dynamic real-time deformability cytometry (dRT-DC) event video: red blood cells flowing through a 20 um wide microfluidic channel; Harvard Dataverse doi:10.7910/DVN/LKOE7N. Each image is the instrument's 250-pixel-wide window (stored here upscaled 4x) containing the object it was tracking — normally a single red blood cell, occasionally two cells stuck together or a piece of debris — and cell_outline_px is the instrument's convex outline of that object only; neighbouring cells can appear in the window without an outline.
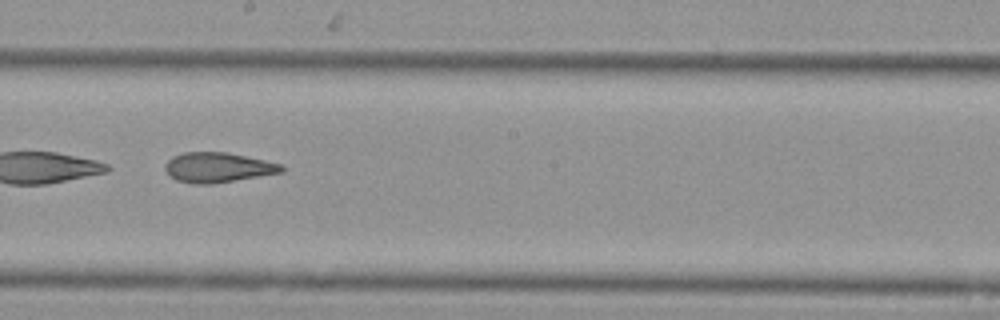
{"species": "Egyptian fruit bat (a non-hibernating species)", "species_latin": "Rousettus aegyptiacus", "temperature_condition": "cold", "stored_images_in_passage": 34, "camera_frame_rate_fps": 3000, "um_per_image_px": 0.085, "animal": {"sex": "female"}, "frame": {"image": 1, "passage_image": 15, "time_ms": 4.667, "image_size_px": [1000, 320], "cell_outline_px": [[284, 172], [212, 184], [192, 184], [176, 180], [168, 176], [164, 168], [164, 164], [172, 156], [184, 152], [228, 152], [284, 164]], "centroid_in_image_um": [18.5, 14.23], "position_along_channel_um": 229.7, "area_um2": 20.63}}
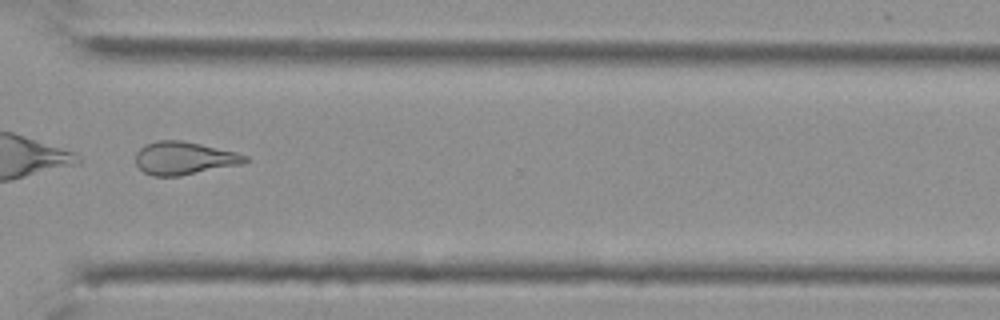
{"frame": {"image": 2, "passage_image": 25, "time_ms": 8.0, "image_size_px": [1000, 320], "cell_outline_px": [[248, 160], [244, 164], [180, 176], [152, 176], [144, 172], [136, 164], [136, 152], [144, 144], [156, 140], [180, 140], [200, 144], [236, 152], [248, 156]], "centroid_in_image_um": [15.65, 13.45], "position_along_channel_um": 355.0, "area_um2": 21.15}, "authors_computed_cell_mechanics": {"area_um2": 20.7502, "velocity_mm_per_s": 3.7554, "shape_relaxation_time_tau1_ms": null, "shape_relaxation_time_tau2_ms": 3.2898, "deformation_change_tau1": null, "deformation_change_tau2": 0.1268}}